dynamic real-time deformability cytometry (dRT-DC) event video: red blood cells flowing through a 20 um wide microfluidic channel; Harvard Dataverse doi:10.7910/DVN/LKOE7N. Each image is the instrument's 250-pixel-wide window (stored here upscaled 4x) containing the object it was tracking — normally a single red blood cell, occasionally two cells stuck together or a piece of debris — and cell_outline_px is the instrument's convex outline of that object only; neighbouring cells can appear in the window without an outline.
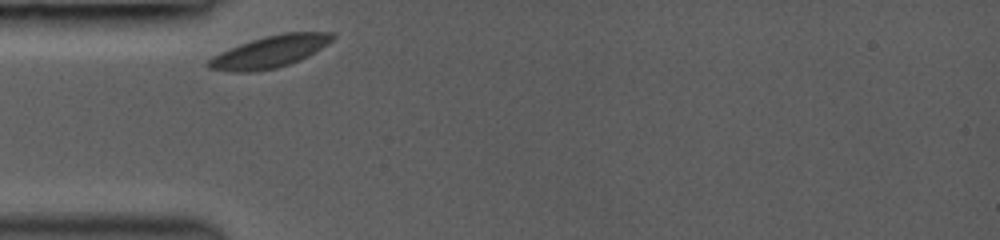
{"species": "common noctule bat (a hibernating species)", "species_latin": "Nyctalus noctula", "temperature_condition": "room temperature", "stored_images_in_passage": 26, "camera_frame_rate_fps": 3000, "um_per_image_px": 0.085, "animal": {"sex": "female", "body_mass_g": 19.0, "forearm_length_mm": 53.3}, "frame": {"image": 1, "passage_image": 1, "time_ms": 0.0, "image_size_px": [1000, 240], "cell_outline_px": [[336, 36], [332, 40], [308, 56], [300, 60], [276, 68], [252, 72], [232, 72], [208, 68], [204, 64], [212, 56], [220, 52], [240, 44], [264, 36], [284, 32], [332, 32]], "centroid_in_image_um": [22.9, 4.4], "position_along_channel_um": 62.1, "area_um2": 23.0}}
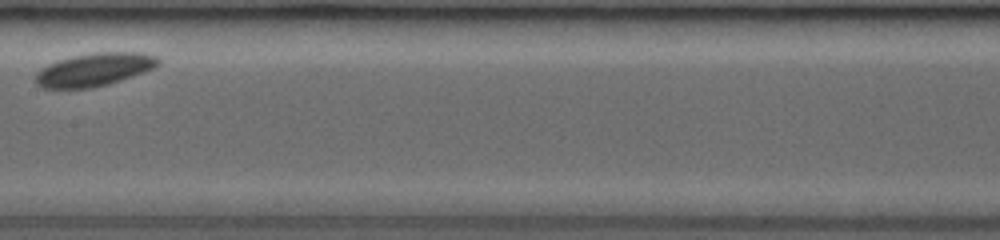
{"frame": {"image": 2, "passage_image": 9, "time_ms": 3.667, "image_size_px": [1000, 240], "cell_outline_px": [[160, 64], [144, 72], [108, 84], [88, 88], [44, 88], [36, 84], [36, 72], [40, 68], [56, 60], [72, 56], [92, 52], [144, 52], [156, 56], [160, 60]], "centroid_in_image_um": [8.01, 5.89], "position_along_channel_um": 199.4, "area_um2": 23.7}}
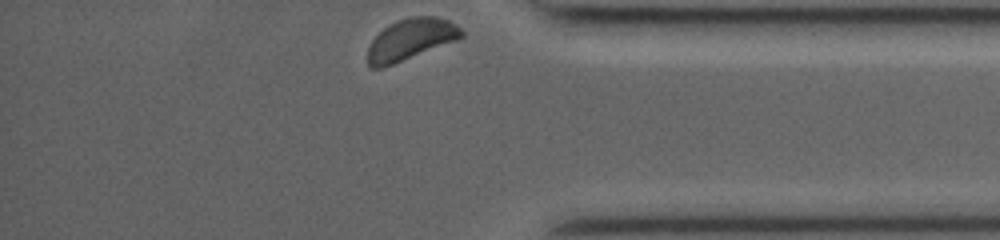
{"frame": {"image": 3, "passage_image": 25, "time_ms": 9.0, "image_size_px": [1000, 240], "cell_outline_px": [[464, 36], [460, 40], [392, 64], [380, 68], [372, 68], [368, 64], [368, 48], [372, 40], [388, 24], [396, 20], [408, 16], [436, 16], [448, 20], [460, 28], [464, 32]], "centroid_in_image_um": [34.94, 3.33], "position_along_channel_um": 400.3, "area_um2": 22.66}}